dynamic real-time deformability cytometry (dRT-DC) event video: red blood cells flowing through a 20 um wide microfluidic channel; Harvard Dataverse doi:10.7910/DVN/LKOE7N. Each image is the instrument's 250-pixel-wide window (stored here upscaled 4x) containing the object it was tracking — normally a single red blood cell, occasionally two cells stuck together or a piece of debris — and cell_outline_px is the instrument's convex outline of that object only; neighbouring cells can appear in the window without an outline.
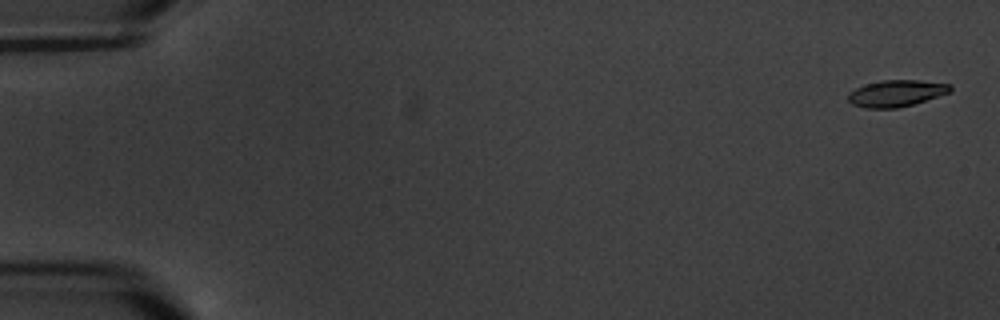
{"species": "common noctule bat (a hibernating species)", "species_latin": "Nyctalus noctula", "temperature_condition": "warm", "stored_images_in_passage": 7, "segment_of_instrument_passage": [1, 2], "camera_frame_rate_fps": 3000, "um_per_image_px": 0.085, "animal": {"sex": "male", "body_mass_g": 20.1, "forearm_length_mm": 53.5}, "frame": {"image": 1, "passage_image": 1, "time_ms": 0.0, "image_size_px": [1000, 320], "cell_outline_px": [[952, 92], [912, 104], [896, 108], [864, 108], [852, 104], [848, 100], [848, 92], [856, 88], [880, 80], [916, 80], [952, 84]], "centroid_in_image_um": [76.19, 7.93], "position_along_channel_um": 8.8, "area_um2": 15.78}}
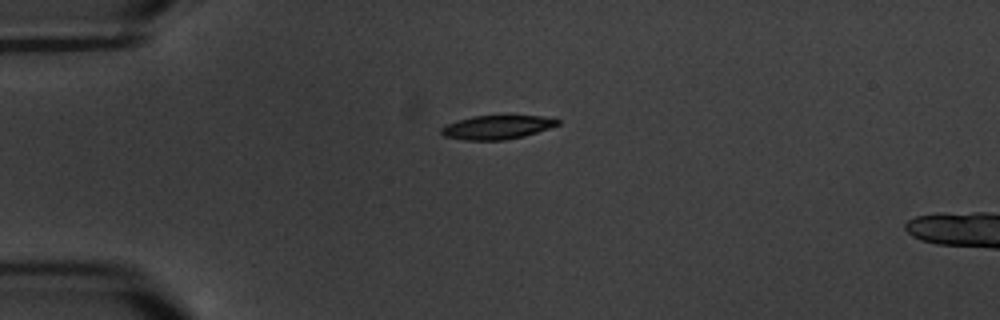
{"frame": {"image": 2, "passage_image": 5, "time_ms": 4.667, "image_size_px": [1000, 320], "cell_outline_px": [[560, 124], [524, 136], [504, 140], [464, 140], [444, 136], [440, 132], [440, 128], [456, 120], [472, 116], [540, 116], [560, 120]], "centroid_in_image_um": [42.2, 10.82], "position_along_channel_um": 42.8, "area_um2": 16.01}}